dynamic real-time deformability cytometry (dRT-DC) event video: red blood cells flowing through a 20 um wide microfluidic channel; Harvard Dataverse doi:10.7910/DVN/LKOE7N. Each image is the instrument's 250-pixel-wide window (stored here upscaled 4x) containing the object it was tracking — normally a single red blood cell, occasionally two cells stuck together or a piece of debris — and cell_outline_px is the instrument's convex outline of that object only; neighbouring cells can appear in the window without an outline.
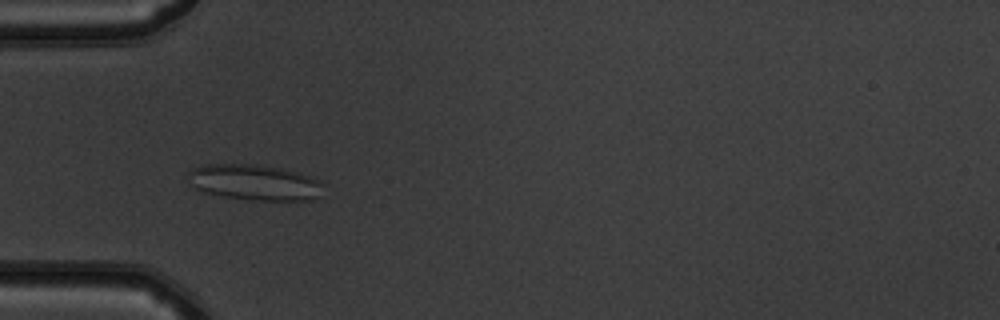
{"species": "common noctule bat (a hibernating species)", "species_latin": "Nyctalus noctula", "temperature_condition": "warm", "stored_images_in_passage": 48, "camera_frame_rate_fps": 3000, "um_per_image_px": 0.085, "animal": {"sex": "male", "body_mass_g": 19.5, "forearm_length_mm": 54.6}, "frame": {"image": 1, "passage_image": 14, "time_ms": 4.333, "image_size_px": [1000, 320], "cell_outline_px": [[324, 184], [320, 196], [312, 200], [252, 200], [224, 196], [200, 192], [188, 184], [184, 176], [192, 168], [204, 164], [256, 164], [280, 168], [296, 172], [320, 180]], "centroid_in_image_um": [21.56, 15.5], "position_along_channel_um": 63.4, "area_um2": 28.67}}
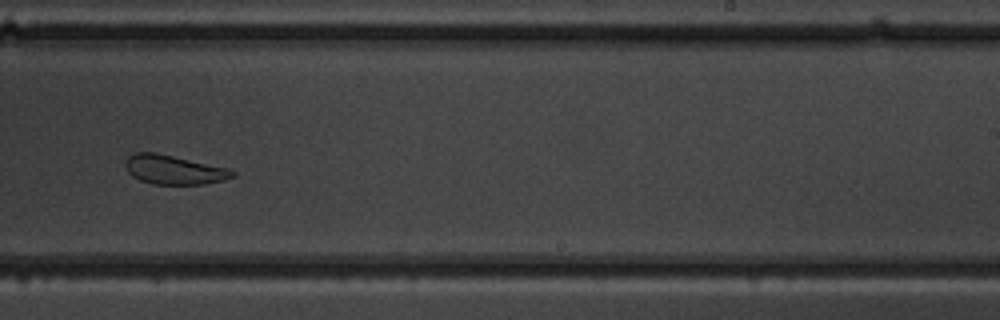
{"frame": {"image": 2, "passage_image": 30, "time_ms": 9.667, "image_size_px": [1000, 320], "cell_outline_px": [[236, 176], [224, 180], [204, 184], [152, 184], [140, 180], [132, 176], [128, 172], [124, 164], [128, 156], [136, 152], [156, 152], [232, 168], [236, 172]], "centroid_in_image_um": [14.83, 14.42], "position_along_channel_um": 274.2, "area_um2": 18.55}}
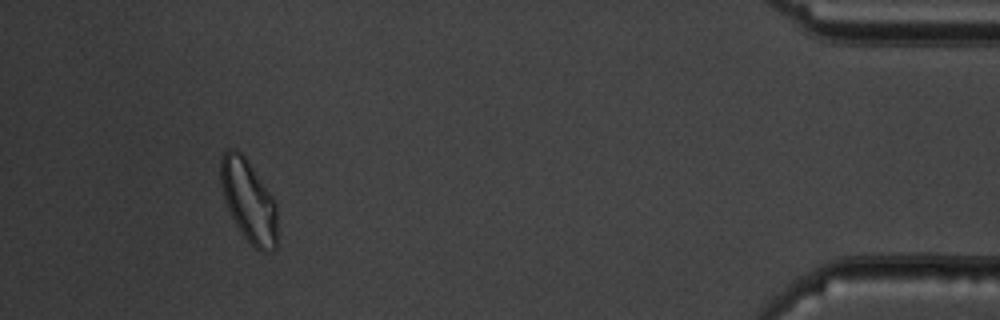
{"frame": {"image": 3, "passage_image": 45, "time_ms": 14.667, "image_size_px": [1000, 320], "cell_outline_px": [[276, 248], [272, 252], [260, 252], [244, 236], [236, 224], [224, 200], [220, 184], [220, 156], [228, 148], [236, 148], [244, 156], [276, 204]], "centroid_in_image_um": [21.1, 17.07], "position_along_channel_um": 414.1, "area_um2": 26.76}, "authors_computed_cell_mechanics": {"area_um2": 24.8829, "velocity_mm_per_s": 4.008, "shape_relaxation_time_tau1_ms": null, "shape_relaxation_time_tau2_ms": 1.4392, "deformation_change_tau1": null, "deformation_change_tau2": 0.0849}}